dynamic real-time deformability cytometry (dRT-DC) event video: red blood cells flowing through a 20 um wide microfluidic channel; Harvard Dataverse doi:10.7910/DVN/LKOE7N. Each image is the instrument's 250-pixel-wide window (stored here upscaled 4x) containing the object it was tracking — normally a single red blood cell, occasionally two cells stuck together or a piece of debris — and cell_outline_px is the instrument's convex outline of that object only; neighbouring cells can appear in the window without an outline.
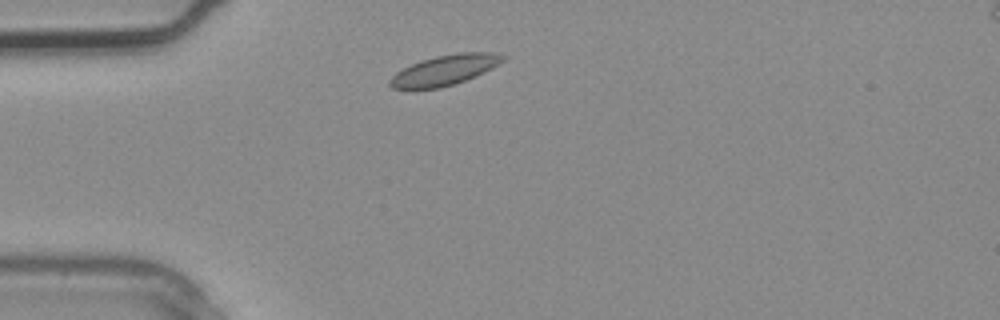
{"species": "common noctule bat (a hibernating species)", "species_latin": "Nyctalus noctula", "temperature_condition": "warm", "stored_images_in_passage": 1, "camera_frame_rate_fps": 3000, "um_per_image_px": 0.085, "animal": {"sex": "male", "body_mass_g": 20.4}, "frame": {"image": 1, "passage_image": 1, "time_ms": 0.0, "image_size_px": [1000, 320], "cell_outline_px": [[508, 56], [504, 60], [492, 68], [476, 76], [440, 88], [392, 88], [388, 84], [388, 80], [396, 72], [420, 60], [436, 56], [460, 52], [492, 52]], "centroid_in_image_um": [37.81, 5.94], "position_along_channel_um": 47.2, "area_um2": 19.71}}